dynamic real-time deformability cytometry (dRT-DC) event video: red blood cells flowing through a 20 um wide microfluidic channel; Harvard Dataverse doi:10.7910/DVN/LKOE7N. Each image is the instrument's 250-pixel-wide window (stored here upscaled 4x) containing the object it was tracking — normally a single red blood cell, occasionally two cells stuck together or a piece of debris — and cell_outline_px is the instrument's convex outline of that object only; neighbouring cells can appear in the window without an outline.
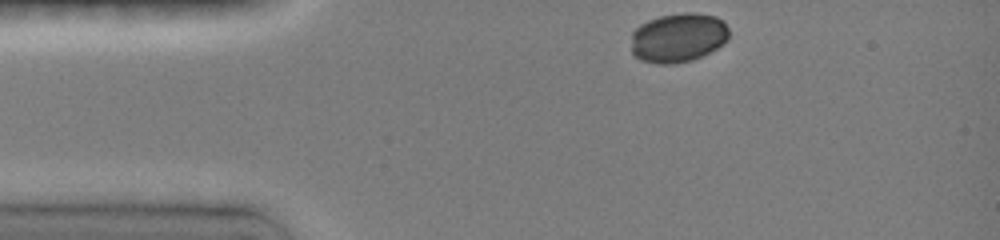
{"species": "common noctule bat (a hibernating species)", "species_latin": "Nyctalus noctula", "temperature_condition": "room temperature", "stored_images_in_passage": 35, "camera_frame_rate_fps": 3000, "um_per_image_px": 0.085, "animal": {"sex": "female", "body_mass_g": 19.0, "forearm_length_mm": 51.5}, "frame": {"image": 1, "passage_image": 1, "time_ms": 0.0, "image_size_px": [1000, 240], "cell_outline_px": [[728, 36], [716, 48], [692, 60], [672, 64], [660, 64], [644, 60], [636, 56], [632, 52], [632, 32], [640, 24], [648, 20], [660, 16], [684, 12], [696, 12], [716, 16], [728, 28]], "centroid_in_image_um": [57.62, 3.18], "position_along_channel_um": 27.4, "area_um2": 27.74}}
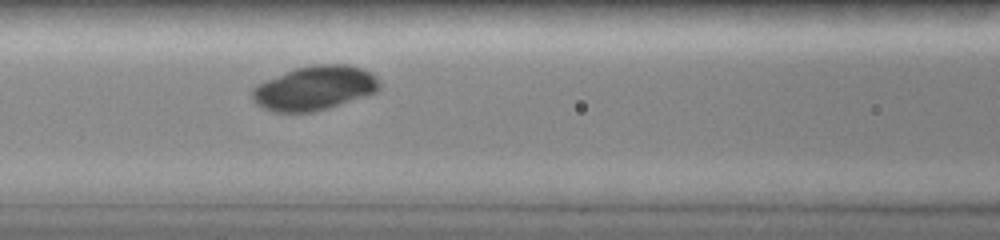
{"frame": {"image": 2, "passage_image": 13, "time_ms": 4.0, "image_size_px": [1000, 240], "cell_outline_px": [[376, 88], [372, 92], [328, 108], [312, 112], [272, 112], [256, 104], [252, 96], [252, 88], [268, 80], [296, 68], [312, 64], [348, 64], [372, 72], [376, 76]], "centroid_in_image_um": [26.68, 7.48], "position_along_channel_um": 139.9, "area_um2": 31.96}}
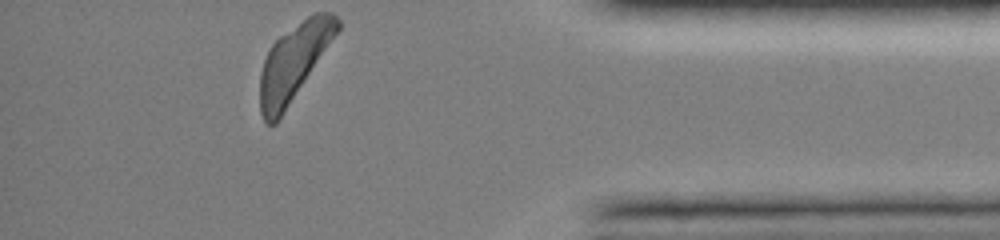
{"frame": {"image": 3, "passage_image": 35, "time_ms": 11.333, "image_size_px": [1000, 240], "cell_outline_px": [[340, 28], [276, 124], [268, 124], [264, 120], [260, 112], [260, 72], [264, 60], [272, 44], [280, 36], [312, 12], [332, 12], [340, 20]], "centroid_in_image_um": [24.96, 5.26], "position_along_channel_um": 410.2, "area_um2": 33.76}}